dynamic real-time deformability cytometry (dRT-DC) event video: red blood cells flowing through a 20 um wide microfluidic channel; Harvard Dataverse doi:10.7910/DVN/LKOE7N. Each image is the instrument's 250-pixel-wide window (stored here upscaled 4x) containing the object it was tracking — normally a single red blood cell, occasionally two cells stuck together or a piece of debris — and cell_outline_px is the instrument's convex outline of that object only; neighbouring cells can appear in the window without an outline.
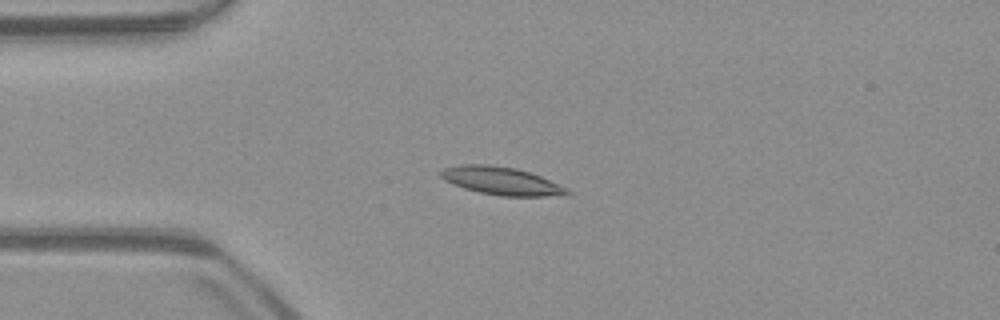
{"species": "common noctule bat (a hibernating species)", "species_latin": "Nyctalus noctula", "temperature_condition": "warm", "stored_images_in_passage": 51, "camera_frame_rate_fps": 3000, "um_per_image_px": 0.085, "animal": {"sex": "male", "body_mass_g": 23.1, "forearm_length_mm": 52.7}, "frame": {"image": 1, "passage_image": 12, "time_ms": 3.667, "image_size_px": [1000, 320], "cell_outline_px": [[572, 192], [564, 196], [500, 196], [480, 192], [464, 188], [444, 180], [440, 176], [440, 172], [444, 168], [460, 164], [488, 164], [516, 168], [540, 176], [568, 188]], "centroid_in_image_um": [42.64, 15.38], "position_along_channel_um": 42.4, "area_um2": 20.58}}
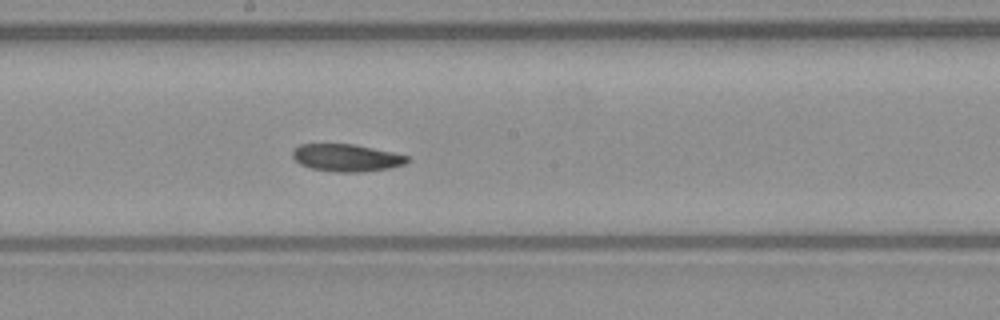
{"frame": {"image": 2, "passage_image": 27, "time_ms": 8.667, "image_size_px": [1000, 320], "cell_outline_px": [[408, 160], [404, 164], [388, 168], [364, 172], [336, 172], [312, 168], [300, 164], [292, 156], [292, 148], [300, 144], [352, 144], [392, 152], [408, 156]], "centroid_in_image_um": [29.41, 13.41], "position_along_channel_um": 218.8, "area_um2": 18.15}}
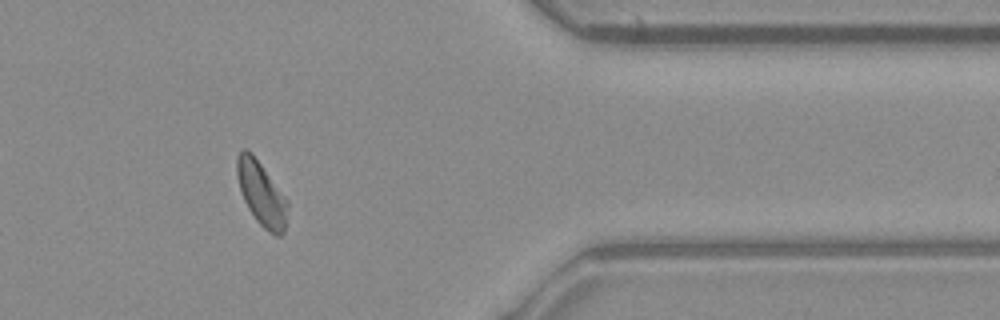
{"frame": {"image": 3, "passage_image": 42, "time_ms": 13.667, "image_size_px": [1000, 320], "cell_outline_px": [[288, 204], [284, 232], [280, 236], [276, 236], [264, 228], [256, 220], [248, 208], [244, 200], [236, 176], [236, 156], [244, 148], [252, 152], [288, 200]], "centroid_in_image_um": [22.21, 16.44], "position_along_channel_um": 389.2, "area_um2": 18.84}, "authors_computed_cell_mechanics": {"area_um2": 18.9584, "velocity_mm_per_s": 3.9134, "shape_relaxation_time_tau1_ms": 3.8578, "shape_relaxation_time_tau2_ms": null, "deformation_change_tau1": 0.1089, "deformation_change_tau2": null}}